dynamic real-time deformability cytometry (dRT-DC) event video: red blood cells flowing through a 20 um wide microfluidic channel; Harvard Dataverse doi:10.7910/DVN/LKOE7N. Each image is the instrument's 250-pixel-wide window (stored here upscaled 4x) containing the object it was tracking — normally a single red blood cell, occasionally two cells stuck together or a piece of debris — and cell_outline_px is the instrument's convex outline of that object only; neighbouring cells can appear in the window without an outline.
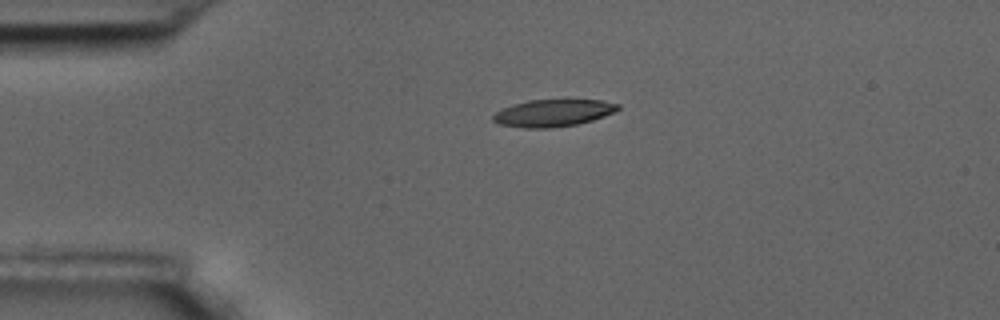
{"species": "common noctule bat (a hibernating species)", "species_latin": "Nyctalus noctula", "temperature_condition": "room temperature", "stored_images_in_passage": 7, "camera_frame_rate_fps": 3000, "um_per_image_px": 0.085, "animal": {"sex": "male", "body_mass_g": 17.5, "forearm_length_mm": 52.3}, "frame": {"image": 1, "passage_image": 7, "time_ms": 2.0, "image_size_px": [1000, 320], "cell_outline_px": [[620, 108], [616, 112], [592, 120], [576, 124], [548, 128], [524, 128], [500, 124], [492, 120], [492, 116], [496, 112], [512, 104], [528, 100], [568, 96], [600, 100], [620, 104]], "centroid_in_image_um": [47.07, 9.54], "position_along_channel_um": 37.9, "area_um2": 20.69}}